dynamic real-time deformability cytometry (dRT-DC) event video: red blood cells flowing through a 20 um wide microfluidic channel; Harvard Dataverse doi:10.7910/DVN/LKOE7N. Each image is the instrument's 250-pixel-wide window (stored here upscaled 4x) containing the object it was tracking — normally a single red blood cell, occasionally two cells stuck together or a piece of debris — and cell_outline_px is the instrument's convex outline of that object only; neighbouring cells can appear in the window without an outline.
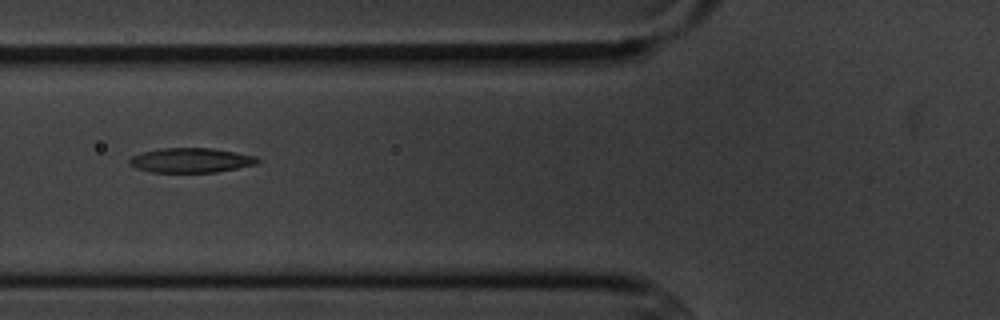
{"species": "common noctule bat (a hibernating species)", "species_latin": "Nyctalus noctula", "temperature_condition": "cold", "stored_images_in_passage": 7, "camera_frame_rate_fps": 3000, "um_per_image_px": 0.085, "animal": {"sex": "male", "body_mass_g": 20.1, "forearm_length_mm": 53.5}, "frame": {"image": 1, "passage_image": 5, "time_ms": 5.667, "image_size_px": [1000, 320], "cell_outline_px": [[260, 160], [256, 164], [216, 172], [152, 172], [136, 168], [128, 164], [128, 160], [132, 156], [140, 152], [164, 148], [212, 148], [236, 152], [256, 156]], "centroid_in_image_um": [16.2, 13.62], "position_along_channel_um": 109.6, "area_um2": 18.38}}
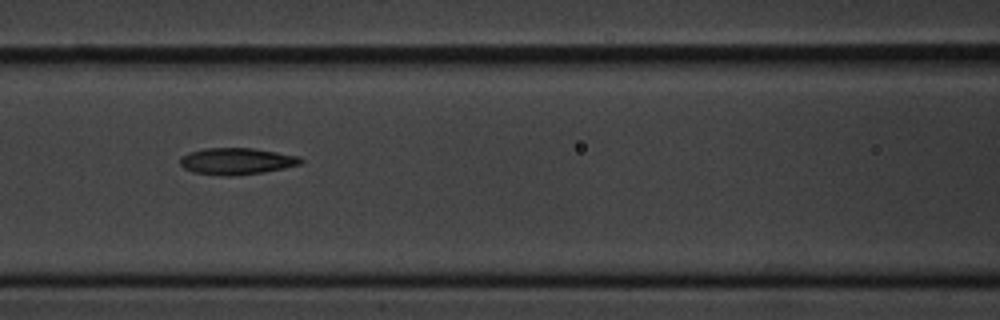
{"frame": {"image": 2, "passage_image": 6, "time_ms": 6.667, "image_size_px": [1000, 320], "cell_outline_px": [[304, 160], [300, 164], [284, 168], [260, 172], [228, 176], [224, 176], [192, 172], [184, 168], [180, 164], [180, 156], [188, 152], [204, 148], [252, 148], [300, 156]], "centroid_in_image_um": [20.08, 13.69], "position_along_channel_um": 146.5, "area_um2": 18.67}}
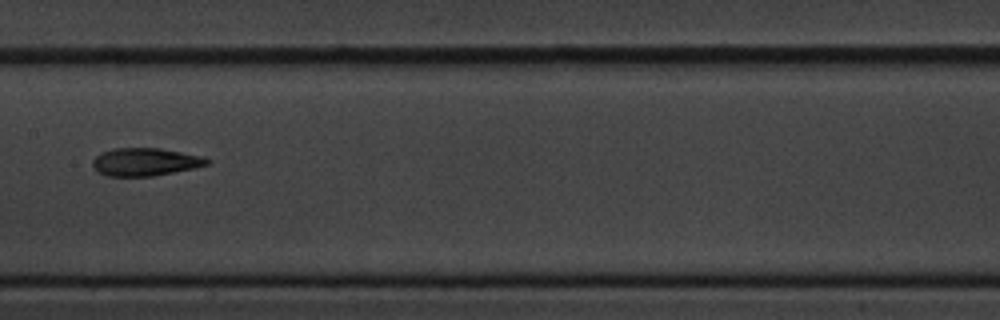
{"frame": {"image": 3, "passage_image": 7, "time_ms": 8.0, "image_size_px": [1000, 320], "cell_outline_px": [[212, 160], [208, 164], [192, 168], [152, 176], [108, 176], [96, 172], [92, 164], [92, 160], [96, 156], [112, 148], [160, 148], [204, 156]], "centroid_in_image_um": [12.33, 13.75], "position_along_channel_um": 195.1, "area_um2": 18.55}}